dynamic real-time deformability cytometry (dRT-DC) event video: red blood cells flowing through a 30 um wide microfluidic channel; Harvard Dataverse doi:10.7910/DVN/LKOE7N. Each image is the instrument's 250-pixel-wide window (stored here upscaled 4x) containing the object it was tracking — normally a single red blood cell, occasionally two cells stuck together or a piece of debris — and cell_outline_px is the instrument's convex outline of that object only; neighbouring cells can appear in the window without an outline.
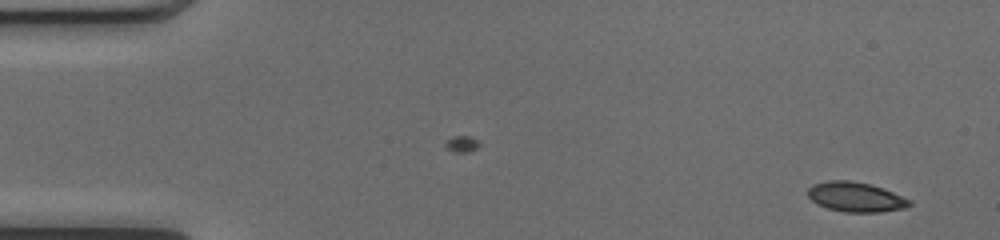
{"species": "common noctule bat (a hibernating species)", "species_latin": "Nyctalus noctula", "temperature_condition": "cold", "stored_images_in_passage": 50, "camera_frame_rate_fps": 3000, "um_per_image_px": 0.085, "animal": {"sex": "female", "body_mass_g": 17.0, "forearm_length_mm": 48.0}, "frame": {"image": 1, "passage_image": 2, "time_ms": 0.333, "image_size_px": [1000, 240], "cell_outline_px": [[912, 204], [904, 208], [880, 212], [844, 212], [828, 208], [816, 204], [808, 196], [808, 188], [812, 184], [828, 180], [848, 180], [868, 184], [892, 192], [912, 200]], "centroid_in_image_um": [72.71, 16.75], "position_along_channel_um": 12.3, "area_um2": 17.51}}
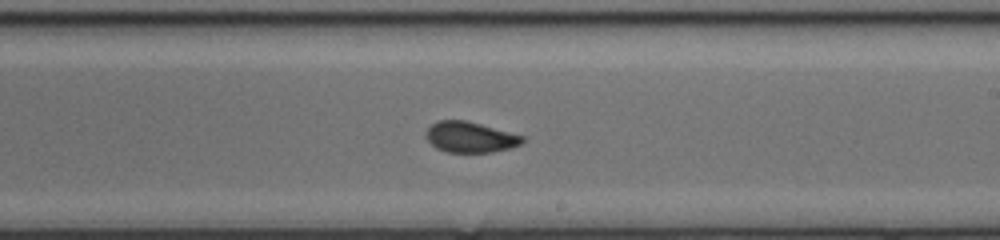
{"frame": {"image": 2, "passage_image": 29, "time_ms": 9.333, "image_size_px": [1000, 240], "cell_outline_px": [[524, 140], [520, 144], [512, 148], [492, 152], [444, 152], [436, 148], [424, 136], [424, 132], [436, 120], [464, 120], [480, 124], [524, 136]], "centroid_in_image_um": [39.93, 11.66], "position_along_channel_um": 249.1, "area_um2": 17.28}}
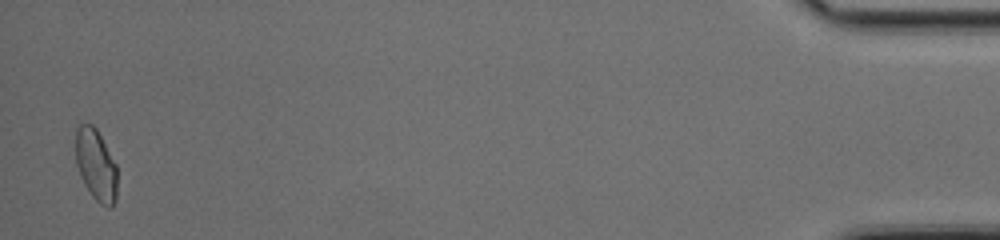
{"frame": {"image": 3, "passage_image": 49, "time_ms": 16.0, "image_size_px": [1000, 240], "cell_outline_px": [[116, 200], [112, 208], [108, 208], [100, 204], [92, 196], [84, 184], [80, 176], [76, 164], [76, 128], [80, 124], [92, 124], [96, 128], [116, 164]], "centroid_in_image_um": [8.15, 14.05], "position_along_channel_um": 427.0, "area_um2": 17.34}, "authors_computed_cell_mechanics": {"area_um2": 17.6579, "velocity_mm_per_s": 4.078, "shape_relaxation_time_tau1_ms": 7.7937, "shape_relaxation_time_tau2_ms": 0.9234, "deformation_change_tau1": 0.1624, "deformation_change_tau2": 0.0428}}